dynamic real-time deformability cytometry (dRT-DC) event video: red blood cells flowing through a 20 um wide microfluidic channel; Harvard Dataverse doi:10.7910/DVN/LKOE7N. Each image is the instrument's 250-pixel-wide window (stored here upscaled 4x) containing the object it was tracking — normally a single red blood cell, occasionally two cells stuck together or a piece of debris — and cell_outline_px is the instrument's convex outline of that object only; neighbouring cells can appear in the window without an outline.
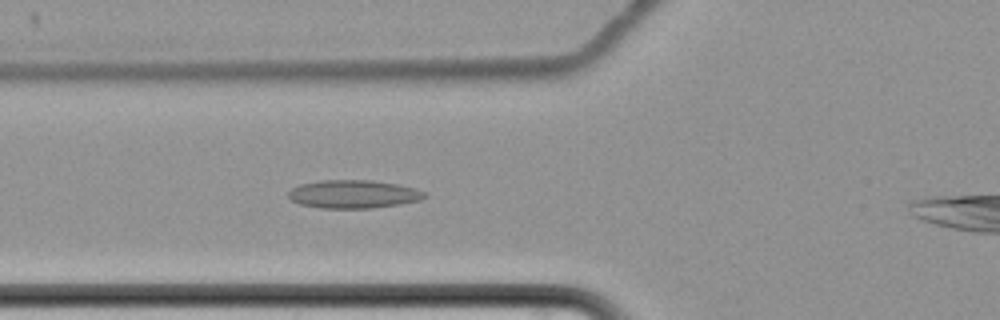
{"species": "common noctule bat (a hibernating species)", "species_latin": "Nyctalus noctula", "temperature_condition": "cold", "stored_images_in_passage": 6, "segment_of_instrument_passage": [1, 2], "camera_frame_rate_fps": 3000, "um_per_image_px": 0.085, "animal": {"sex": "female", "body_mass_g": 22.7, "forearm_length_mm": 54.2}, "frame": {"image": 1, "passage_image": 5, "time_ms": 4.667, "image_size_px": [1000, 320], "cell_outline_px": [[428, 196], [420, 200], [400, 204], [372, 208], [320, 208], [300, 204], [292, 200], [288, 196], [288, 192], [292, 188], [300, 184], [320, 180], [372, 180], [396, 184], [412, 188], [424, 192]], "centroid_in_image_um": [30.02, 16.5], "position_along_channel_um": 95.8, "area_um2": 22.31}}